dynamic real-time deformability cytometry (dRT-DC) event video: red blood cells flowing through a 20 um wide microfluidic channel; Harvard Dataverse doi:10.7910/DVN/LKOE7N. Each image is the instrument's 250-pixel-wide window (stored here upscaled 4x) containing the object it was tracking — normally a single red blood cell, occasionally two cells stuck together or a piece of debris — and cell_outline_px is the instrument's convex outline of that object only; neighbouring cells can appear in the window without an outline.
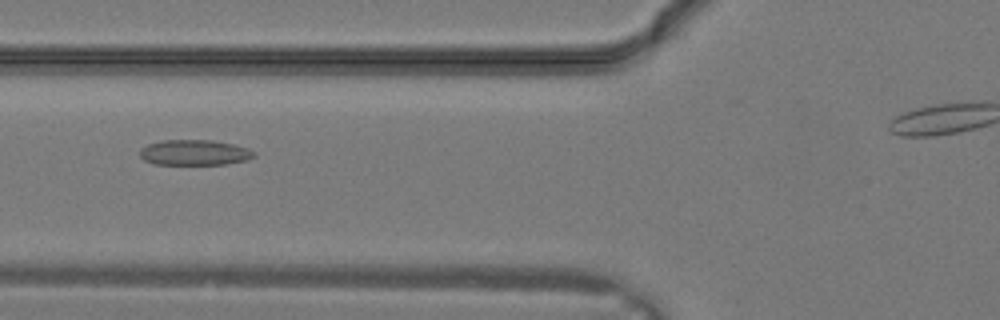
{"species": "common noctule bat (a hibernating species)", "species_latin": "Nyctalus noctula", "temperature_condition": "warm", "stored_images_in_passage": 19, "camera_frame_rate_fps": 3000, "um_per_image_px": 0.085, "animal": {"sex": "male", "body_mass_g": 19.2, "forearm_length_mm": 51.8}, "frame": {"image": 1, "passage_image": 3, "time_ms": 0.667, "image_size_px": [1000, 320], "cell_outline_px": [[256, 156], [248, 160], [224, 164], [152, 164], [144, 160], [140, 156], [140, 148], [148, 144], [164, 140], [212, 140], [232, 144], [248, 148], [256, 152]], "centroid_in_image_um": [16.54, 12.97], "position_along_channel_um": 109.3, "area_um2": 16.99}}
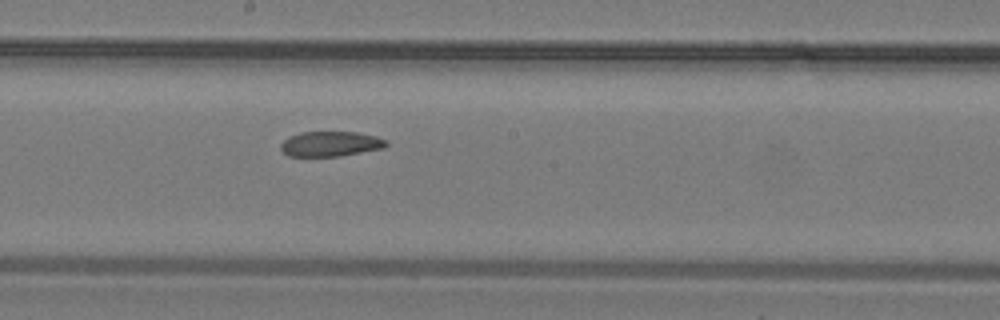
{"frame": {"image": 2, "passage_image": 8, "time_ms": 2.333, "image_size_px": [1000, 320], "cell_outline_px": [[388, 144], [384, 148], [340, 156], [288, 156], [280, 148], [280, 144], [288, 136], [300, 132], [356, 132], [376, 136], [388, 140]], "centroid_in_image_um": [28.1, 12.22], "position_along_channel_um": 220.1, "area_um2": 15.49}}
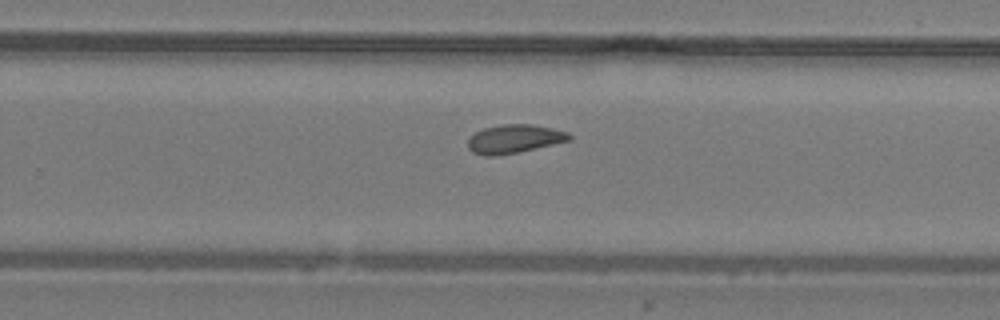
{"frame": {"image": 3, "passage_image": 11, "time_ms": 3.333, "image_size_px": [1000, 320], "cell_outline_px": [[572, 136], [568, 140], [552, 144], [516, 152], [496, 156], [484, 156], [472, 152], [468, 148], [468, 140], [476, 132], [484, 128], [504, 124], [532, 124], [552, 128], [568, 132]], "centroid_in_image_um": [43.68, 11.8], "position_along_channel_um": 286.1, "area_um2": 16.59}}